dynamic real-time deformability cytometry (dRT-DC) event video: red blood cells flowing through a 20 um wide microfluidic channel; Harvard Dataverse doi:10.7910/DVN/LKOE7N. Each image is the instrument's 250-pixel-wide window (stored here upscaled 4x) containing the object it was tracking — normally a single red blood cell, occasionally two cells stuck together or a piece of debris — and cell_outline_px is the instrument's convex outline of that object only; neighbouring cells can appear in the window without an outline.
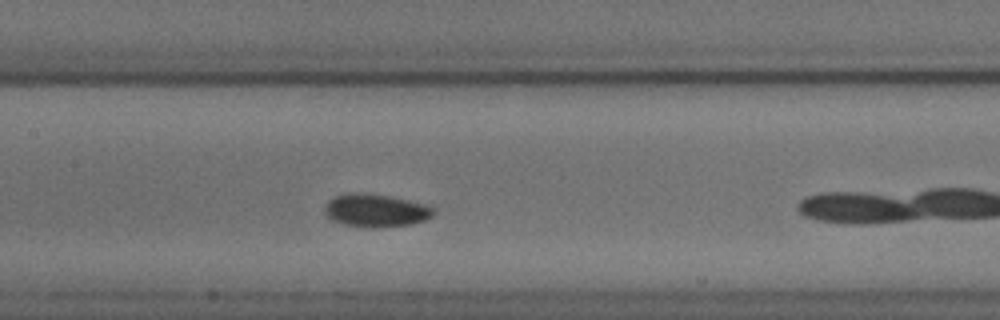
{"species": "common noctule bat (a hibernating species)", "species_latin": "Nyctalus noctula", "temperature_condition": "cold", "stored_images_in_passage": 41, "camera_frame_rate_fps": 3000, "um_per_image_px": 0.085, "animal": {"sex": "male", "body_mass_g": 18.8}, "frame": {"image": 1, "passage_image": 12, "time_ms": 3.667, "image_size_px": [1000, 320], "cell_outline_px": [[436, 212], [432, 216], [424, 220], [412, 224], [384, 228], [372, 228], [344, 224], [332, 220], [324, 212], [324, 208], [328, 200], [336, 196], [352, 192], [356, 192], [388, 196], [428, 204]], "centroid_in_image_um": [31.96, 17.9], "position_along_channel_um": 175.4, "area_um2": 20.98}}
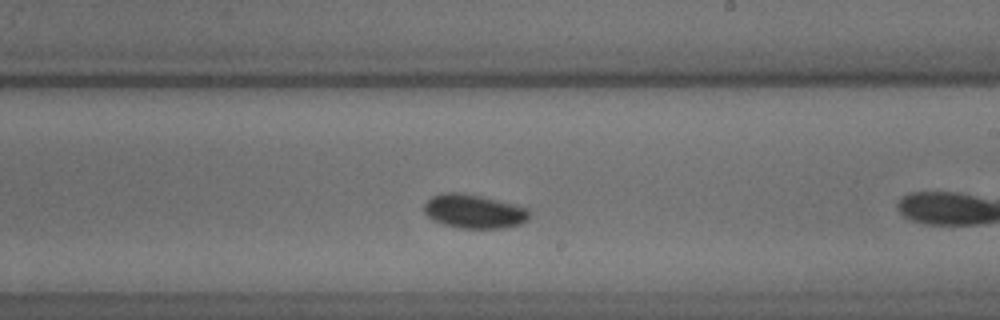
{"frame": {"image": 2, "passage_image": 18, "time_ms": 5.667, "image_size_px": [1000, 320], "cell_outline_px": [[532, 212], [528, 220], [520, 224], [504, 228], [456, 228], [432, 220], [424, 212], [424, 204], [432, 196], [440, 192], [460, 192], [480, 196], [528, 208]], "centroid_in_image_um": [40.28, 17.97], "position_along_channel_um": 248.7, "area_um2": 20.92}, "authors_computed_cell_mechanics": {"area_um2": 19.7098, "velocity_mm_per_s": 3.6757, "shape_relaxation_time_tau1_ms": 10.7776, "shape_relaxation_time_tau2_ms": null, "deformation_change_tau1": 0.2709, "deformation_change_tau2": null}}